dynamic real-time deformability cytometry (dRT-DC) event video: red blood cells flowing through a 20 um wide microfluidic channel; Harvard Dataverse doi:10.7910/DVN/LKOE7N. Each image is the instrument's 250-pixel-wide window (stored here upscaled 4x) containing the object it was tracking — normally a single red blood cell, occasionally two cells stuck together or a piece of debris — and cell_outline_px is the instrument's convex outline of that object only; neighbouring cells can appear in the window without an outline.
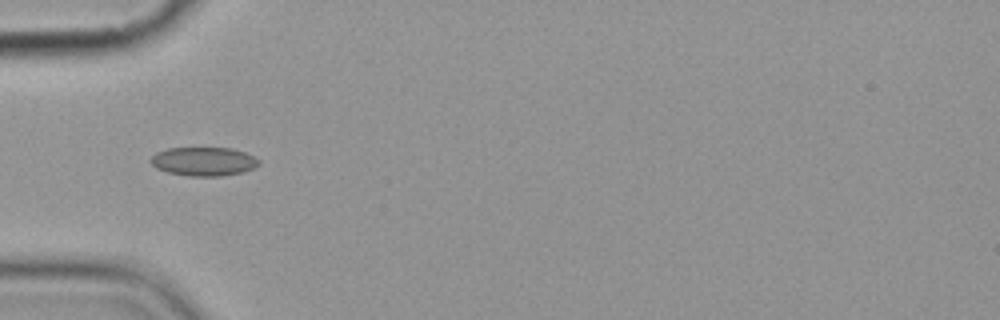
{"species": "common noctule bat (a hibernating species)", "species_latin": "Nyctalus noctula", "temperature_condition": "cold", "stored_images_in_passage": 6, "camera_frame_rate_fps": 3000, "um_per_image_px": 0.085, "animal": {"sex": "female", "body_mass_g": 19.9}, "frame": {"image": 1, "passage_image": 5, "time_ms": 4.667, "image_size_px": [1000, 320], "cell_outline_px": [[260, 164], [252, 168], [240, 172], [220, 176], [188, 176], [168, 172], [156, 168], [148, 160], [156, 152], [168, 148], [232, 148], [244, 152], [260, 160]], "centroid_in_image_um": [17.28, 13.72], "position_along_channel_um": 67.7, "area_um2": 18.03}}
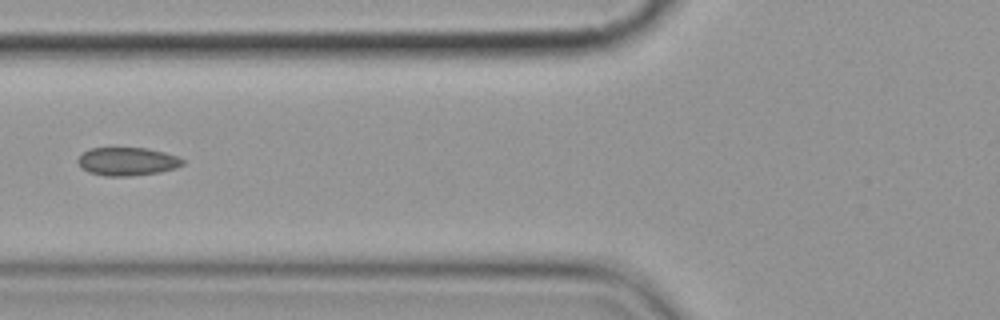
{"frame": {"image": 2, "passage_image": 6, "time_ms": 6.0, "image_size_px": [1000, 320], "cell_outline_px": [[184, 164], [176, 168], [160, 172], [128, 176], [104, 176], [88, 172], [80, 168], [76, 160], [88, 148], [148, 148], [164, 152], [176, 156], [184, 160]], "centroid_in_image_um": [10.79, 13.73], "position_along_channel_um": 115.0, "area_um2": 17.34}}